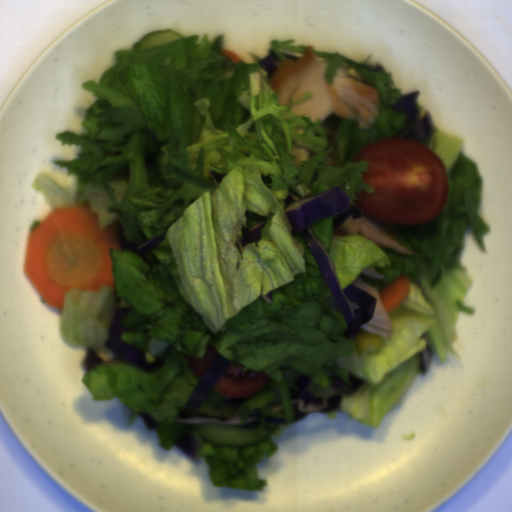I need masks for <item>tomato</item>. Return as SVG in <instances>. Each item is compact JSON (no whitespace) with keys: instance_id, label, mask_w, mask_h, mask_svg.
Returning <instances> with one entry per match:
<instances>
[{"instance_id":"obj_1","label":"tomato","mask_w":512,"mask_h":512,"mask_svg":"<svg viewBox=\"0 0 512 512\" xmlns=\"http://www.w3.org/2000/svg\"><path fill=\"white\" fill-rule=\"evenodd\" d=\"M367 161L362 180L374 193L355 194L366 217L392 225L427 223L445 206L450 186L443 158L419 140H377L352 160Z\"/></svg>"},{"instance_id":"obj_2","label":"tomato","mask_w":512,"mask_h":512,"mask_svg":"<svg viewBox=\"0 0 512 512\" xmlns=\"http://www.w3.org/2000/svg\"><path fill=\"white\" fill-rule=\"evenodd\" d=\"M270 380L265 373L245 370L244 364L231 363L212 388L221 395L237 399L254 395Z\"/></svg>"},{"instance_id":"obj_3","label":"tomato","mask_w":512,"mask_h":512,"mask_svg":"<svg viewBox=\"0 0 512 512\" xmlns=\"http://www.w3.org/2000/svg\"><path fill=\"white\" fill-rule=\"evenodd\" d=\"M218 355L217 348L212 344H207L202 360L190 354L186 355V361L192 372L201 379Z\"/></svg>"}]
</instances>
